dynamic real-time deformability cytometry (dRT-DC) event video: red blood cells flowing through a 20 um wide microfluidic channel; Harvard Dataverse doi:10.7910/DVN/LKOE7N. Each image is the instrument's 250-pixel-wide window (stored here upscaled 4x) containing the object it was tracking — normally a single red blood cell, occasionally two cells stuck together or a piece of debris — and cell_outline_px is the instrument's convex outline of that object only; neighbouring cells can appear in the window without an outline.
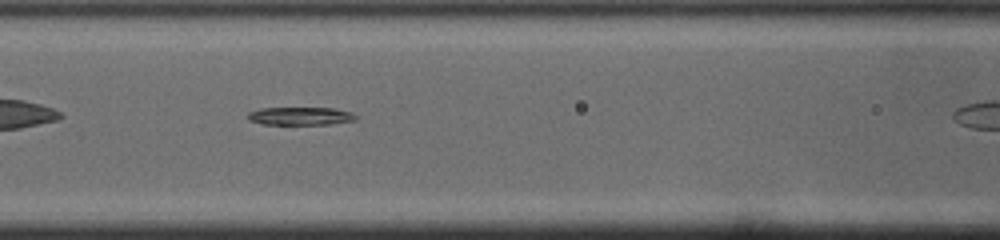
{"species": "common noctule bat (a hibernating species)", "species_latin": "Nyctalus noctula", "temperature_condition": "cold", "stored_images_in_passage": 29, "camera_frame_rate_fps": 3000, "um_per_image_px": 0.085, "animal": {"sex": "male", "body_mass_g": 19.0, "forearm_length_mm": 50.8}, "frame": {"image": 1, "passage_image": 9, "time_ms": 2.667, "image_size_px": [1000, 240], "cell_outline_px": [[356, 120], [328, 124], [260, 124], [248, 120], [248, 112], [260, 108], [332, 108], [352, 112], [356, 116]], "centroid_in_image_um": [25.5, 9.86], "position_along_channel_um": 141.1, "area_um2": 11.27}}
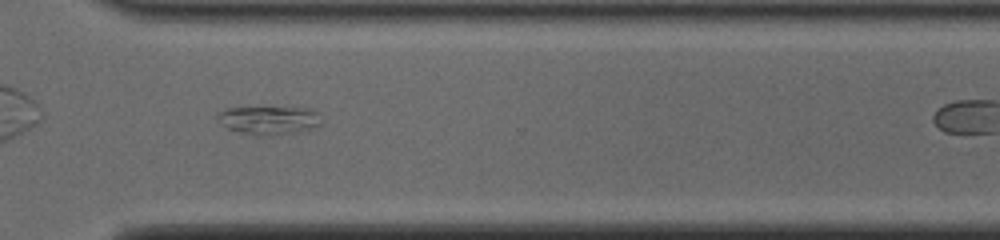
{"frame": {"image": 2, "passage_image": 25, "time_ms": 8.0, "image_size_px": [1000, 240], "cell_outline_px": [[320, 124], [296, 132], [268, 136], [256, 136], [224, 128], [216, 116], [220, 112], [228, 108], [312, 108], [320, 112]], "centroid_in_image_um": [22.84, 10.22], "position_along_channel_um": 347.8, "area_um2": 17.11}}